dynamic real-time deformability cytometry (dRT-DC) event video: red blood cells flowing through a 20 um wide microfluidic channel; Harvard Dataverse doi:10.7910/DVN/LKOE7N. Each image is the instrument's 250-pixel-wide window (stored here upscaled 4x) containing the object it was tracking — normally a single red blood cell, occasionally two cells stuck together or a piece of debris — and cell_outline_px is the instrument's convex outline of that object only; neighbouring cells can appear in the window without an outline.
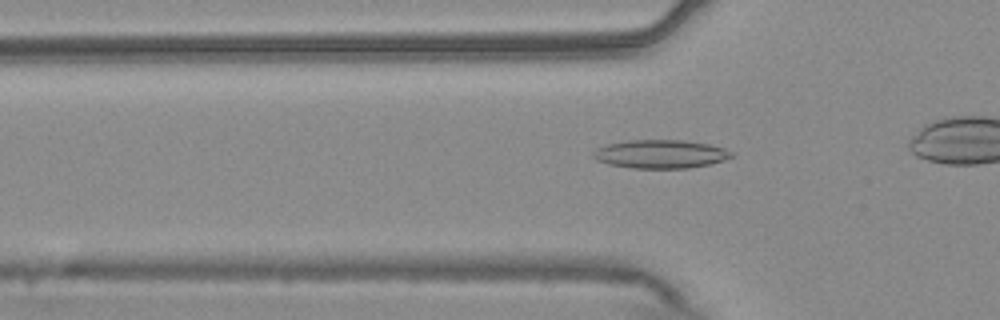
{"species": "common noctule bat (a hibernating species)", "species_latin": "Nyctalus noctula", "temperature_condition": "warm", "stored_images_in_passage": 31, "camera_frame_rate_fps": 3000, "um_per_image_px": 0.085, "animal": {"sex": "male", "body_mass_g": 20.4}, "frame": {"image": 1, "passage_image": 6, "time_ms": 1.667, "image_size_px": [1000, 320], "cell_outline_px": [[736, 156], [724, 160], [708, 164], [688, 168], [632, 168], [608, 164], [596, 160], [592, 156], [592, 152], [596, 148], [608, 144], [628, 140], [684, 140], [708, 144], [724, 148], [732, 152]], "centroid_in_image_um": [56.13, 13.09], "position_along_channel_um": 69.7, "area_um2": 23.0}}
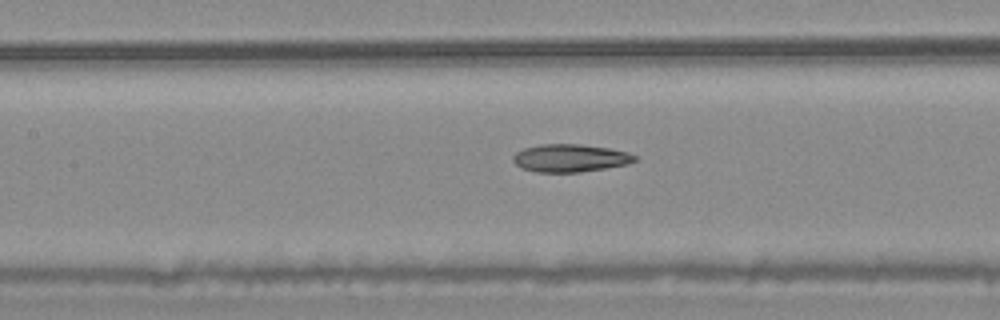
{"frame": {"image": 2, "passage_image": 13, "time_ms": 4.0, "image_size_px": [1000, 320], "cell_outline_px": [[636, 160], [628, 164], [580, 172], [536, 172], [520, 168], [512, 160], [512, 156], [516, 152], [524, 148], [540, 144], [580, 144], [608, 148], [628, 152], [636, 156]], "centroid_in_image_um": [48.43, 13.43], "position_along_channel_um": 159.0, "area_um2": 19.71}}
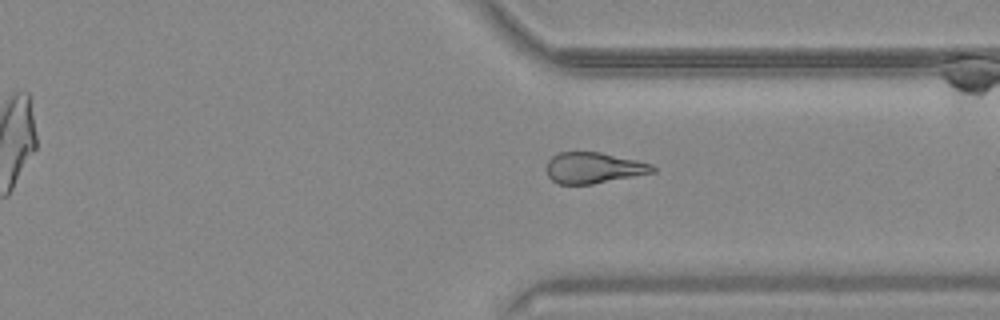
{"frame": {"image": 3, "passage_image": 29, "time_ms": 9.333, "image_size_px": [1000, 320], "cell_outline_px": [[656, 172], [592, 184], [560, 184], [552, 180], [548, 176], [544, 168], [548, 160], [552, 156], [560, 152], [600, 152], [636, 160], [652, 164], [656, 168]], "centroid_in_image_um": [50.43, 14.27], "position_along_channel_um": 361.0, "area_um2": 19.25}}